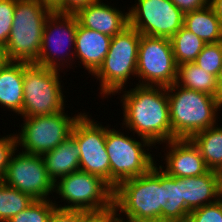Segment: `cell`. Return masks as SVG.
I'll list each match as a JSON object with an SVG mask.
<instances>
[{
	"label": "cell",
	"instance_id": "d6a6232c",
	"mask_svg": "<svg viewBox=\"0 0 222 222\" xmlns=\"http://www.w3.org/2000/svg\"><path fill=\"white\" fill-rule=\"evenodd\" d=\"M171 2L179 8L183 14L198 10L209 5V0H171Z\"/></svg>",
	"mask_w": 222,
	"mask_h": 222
},
{
	"label": "cell",
	"instance_id": "603a6c76",
	"mask_svg": "<svg viewBox=\"0 0 222 222\" xmlns=\"http://www.w3.org/2000/svg\"><path fill=\"white\" fill-rule=\"evenodd\" d=\"M176 83L184 88L218 97L217 77L207 73L194 62L178 66Z\"/></svg>",
	"mask_w": 222,
	"mask_h": 222
},
{
	"label": "cell",
	"instance_id": "d4e9b609",
	"mask_svg": "<svg viewBox=\"0 0 222 222\" xmlns=\"http://www.w3.org/2000/svg\"><path fill=\"white\" fill-rule=\"evenodd\" d=\"M170 40L177 66L194 62L205 46L202 39L184 27L174 34Z\"/></svg>",
	"mask_w": 222,
	"mask_h": 222
},
{
	"label": "cell",
	"instance_id": "5b68a950",
	"mask_svg": "<svg viewBox=\"0 0 222 222\" xmlns=\"http://www.w3.org/2000/svg\"><path fill=\"white\" fill-rule=\"evenodd\" d=\"M140 37L141 34L130 25L112 37L105 59L92 74L101 83L102 97L121 93L130 76L135 77Z\"/></svg>",
	"mask_w": 222,
	"mask_h": 222
},
{
	"label": "cell",
	"instance_id": "8992f818",
	"mask_svg": "<svg viewBox=\"0 0 222 222\" xmlns=\"http://www.w3.org/2000/svg\"><path fill=\"white\" fill-rule=\"evenodd\" d=\"M54 192L68 203L65 206L55 203L58 208L90 214H108L113 209L114 190L100 177L81 170L56 181Z\"/></svg>",
	"mask_w": 222,
	"mask_h": 222
},
{
	"label": "cell",
	"instance_id": "7a4b0ae2",
	"mask_svg": "<svg viewBox=\"0 0 222 222\" xmlns=\"http://www.w3.org/2000/svg\"><path fill=\"white\" fill-rule=\"evenodd\" d=\"M166 204L165 172L156 165L146 174L123 180L114 189L113 208L126 218L162 222Z\"/></svg>",
	"mask_w": 222,
	"mask_h": 222
},
{
	"label": "cell",
	"instance_id": "3957f363",
	"mask_svg": "<svg viewBox=\"0 0 222 222\" xmlns=\"http://www.w3.org/2000/svg\"><path fill=\"white\" fill-rule=\"evenodd\" d=\"M166 89L172 140L190 139L194 134L218 124L217 113L222 107L218 97L184 88L177 83Z\"/></svg>",
	"mask_w": 222,
	"mask_h": 222
},
{
	"label": "cell",
	"instance_id": "277c9868",
	"mask_svg": "<svg viewBox=\"0 0 222 222\" xmlns=\"http://www.w3.org/2000/svg\"><path fill=\"white\" fill-rule=\"evenodd\" d=\"M52 12L38 0H16L13 25L4 47L7 61H37L45 22Z\"/></svg>",
	"mask_w": 222,
	"mask_h": 222
},
{
	"label": "cell",
	"instance_id": "83f0119b",
	"mask_svg": "<svg viewBox=\"0 0 222 222\" xmlns=\"http://www.w3.org/2000/svg\"><path fill=\"white\" fill-rule=\"evenodd\" d=\"M194 63L217 77L222 64V41L205 44Z\"/></svg>",
	"mask_w": 222,
	"mask_h": 222
},
{
	"label": "cell",
	"instance_id": "ac0fdd59",
	"mask_svg": "<svg viewBox=\"0 0 222 222\" xmlns=\"http://www.w3.org/2000/svg\"><path fill=\"white\" fill-rule=\"evenodd\" d=\"M179 185L185 205L191 211L220 199V176L217 171L208 170L199 176L179 178Z\"/></svg>",
	"mask_w": 222,
	"mask_h": 222
},
{
	"label": "cell",
	"instance_id": "44dd1931",
	"mask_svg": "<svg viewBox=\"0 0 222 222\" xmlns=\"http://www.w3.org/2000/svg\"><path fill=\"white\" fill-rule=\"evenodd\" d=\"M183 27L197 35L205 44L222 41V23L210 4L184 14Z\"/></svg>",
	"mask_w": 222,
	"mask_h": 222
},
{
	"label": "cell",
	"instance_id": "60d3db41",
	"mask_svg": "<svg viewBox=\"0 0 222 222\" xmlns=\"http://www.w3.org/2000/svg\"><path fill=\"white\" fill-rule=\"evenodd\" d=\"M220 176V199H222V170L219 172Z\"/></svg>",
	"mask_w": 222,
	"mask_h": 222
},
{
	"label": "cell",
	"instance_id": "e575fe53",
	"mask_svg": "<svg viewBox=\"0 0 222 222\" xmlns=\"http://www.w3.org/2000/svg\"><path fill=\"white\" fill-rule=\"evenodd\" d=\"M113 208L108 214H107V218H108V222H146V221H140V220H134L131 218H124L127 220H124L120 215V213ZM118 216V217H117Z\"/></svg>",
	"mask_w": 222,
	"mask_h": 222
},
{
	"label": "cell",
	"instance_id": "9a60e30c",
	"mask_svg": "<svg viewBox=\"0 0 222 222\" xmlns=\"http://www.w3.org/2000/svg\"><path fill=\"white\" fill-rule=\"evenodd\" d=\"M165 144L169 148L164 158L166 166L159 167L169 176L189 178L202 175L209 170L199 149L190 139H174Z\"/></svg>",
	"mask_w": 222,
	"mask_h": 222
},
{
	"label": "cell",
	"instance_id": "f35d334b",
	"mask_svg": "<svg viewBox=\"0 0 222 222\" xmlns=\"http://www.w3.org/2000/svg\"><path fill=\"white\" fill-rule=\"evenodd\" d=\"M217 84H218V98L222 103V64L217 75Z\"/></svg>",
	"mask_w": 222,
	"mask_h": 222
},
{
	"label": "cell",
	"instance_id": "8d00e7d4",
	"mask_svg": "<svg viewBox=\"0 0 222 222\" xmlns=\"http://www.w3.org/2000/svg\"><path fill=\"white\" fill-rule=\"evenodd\" d=\"M209 4L212 6L216 16L220 19L222 23V0H209Z\"/></svg>",
	"mask_w": 222,
	"mask_h": 222
},
{
	"label": "cell",
	"instance_id": "5bb4252c",
	"mask_svg": "<svg viewBox=\"0 0 222 222\" xmlns=\"http://www.w3.org/2000/svg\"><path fill=\"white\" fill-rule=\"evenodd\" d=\"M16 152L11 155L2 181L35 200H49L54 192V182L46 171L42 155Z\"/></svg>",
	"mask_w": 222,
	"mask_h": 222
},
{
	"label": "cell",
	"instance_id": "2e32d148",
	"mask_svg": "<svg viewBox=\"0 0 222 222\" xmlns=\"http://www.w3.org/2000/svg\"><path fill=\"white\" fill-rule=\"evenodd\" d=\"M75 15L81 26L110 37L120 33L129 25L128 12L123 13L117 7L109 6L101 0L80 8Z\"/></svg>",
	"mask_w": 222,
	"mask_h": 222
},
{
	"label": "cell",
	"instance_id": "7c38bea8",
	"mask_svg": "<svg viewBox=\"0 0 222 222\" xmlns=\"http://www.w3.org/2000/svg\"><path fill=\"white\" fill-rule=\"evenodd\" d=\"M76 30L77 17L75 14L57 13L53 11L45 22L39 57L34 64L57 70L65 66L64 63H67L66 67L70 65L69 63H71L70 66H72L74 60L71 59H74ZM66 45H68L67 47L69 48L70 54L65 51L67 49ZM70 48L73 49V51H70ZM63 49H65L64 51L66 52L64 56H62L64 54ZM69 55H71V57ZM66 56L69 57L65 59Z\"/></svg>",
	"mask_w": 222,
	"mask_h": 222
},
{
	"label": "cell",
	"instance_id": "484cf974",
	"mask_svg": "<svg viewBox=\"0 0 222 222\" xmlns=\"http://www.w3.org/2000/svg\"><path fill=\"white\" fill-rule=\"evenodd\" d=\"M30 195L0 181V222H8L13 216L33 203Z\"/></svg>",
	"mask_w": 222,
	"mask_h": 222
},
{
	"label": "cell",
	"instance_id": "e0dca14e",
	"mask_svg": "<svg viewBox=\"0 0 222 222\" xmlns=\"http://www.w3.org/2000/svg\"><path fill=\"white\" fill-rule=\"evenodd\" d=\"M112 37L81 26L77 20L74 58L93 74L107 55Z\"/></svg>",
	"mask_w": 222,
	"mask_h": 222
},
{
	"label": "cell",
	"instance_id": "30bf717a",
	"mask_svg": "<svg viewBox=\"0 0 222 222\" xmlns=\"http://www.w3.org/2000/svg\"><path fill=\"white\" fill-rule=\"evenodd\" d=\"M177 70L171 40L141 34L136 73L139 85L168 87L176 83Z\"/></svg>",
	"mask_w": 222,
	"mask_h": 222
},
{
	"label": "cell",
	"instance_id": "8fae6325",
	"mask_svg": "<svg viewBox=\"0 0 222 222\" xmlns=\"http://www.w3.org/2000/svg\"><path fill=\"white\" fill-rule=\"evenodd\" d=\"M85 114L83 113L75 122L71 133L80 151V170L100 177L110 186L106 127L97 121L94 122L91 115Z\"/></svg>",
	"mask_w": 222,
	"mask_h": 222
},
{
	"label": "cell",
	"instance_id": "7402d4cb",
	"mask_svg": "<svg viewBox=\"0 0 222 222\" xmlns=\"http://www.w3.org/2000/svg\"><path fill=\"white\" fill-rule=\"evenodd\" d=\"M190 140L199 149L209 170H222V126L214 125L194 134Z\"/></svg>",
	"mask_w": 222,
	"mask_h": 222
},
{
	"label": "cell",
	"instance_id": "52a82bcc",
	"mask_svg": "<svg viewBox=\"0 0 222 222\" xmlns=\"http://www.w3.org/2000/svg\"><path fill=\"white\" fill-rule=\"evenodd\" d=\"M125 136L106 126V150L110 161V187L114 190L123 180L146 174L157 163L147 147L154 145L144 138ZM146 147V149H145ZM147 150V151H146Z\"/></svg>",
	"mask_w": 222,
	"mask_h": 222
},
{
	"label": "cell",
	"instance_id": "d590c367",
	"mask_svg": "<svg viewBox=\"0 0 222 222\" xmlns=\"http://www.w3.org/2000/svg\"><path fill=\"white\" fill-rule=\"evenodd\" d=\"M43 5L49 7L54 12L61 13V0H38Z\"/></svg>",
	"mask_w": 222,
	"mask_h": 222
},
{
	"label": "cell",
	"instance_id": "4316f807",
	"mask_svg": "<svg viewBox=\"0 0 222 222\" xmlns=\"http://www.w3.org/2000/svg\"><path fill=\"white\" fill-rule=\"evenodd\" d=\"M53 202L50 199L34 200L31 205L13 216L8 222H48L56 207V201Z\"/></svg>",
	"mask_w": 222,
	"mask_h": 222
},
{
	"label": "cell",
	"instance_id": "cb8c5ba5",
	"mask_svg": "<svg viewBox=\"0 0 222 222\" xmlns=\"http://www.w3.org/2000/svg\"><path fill=\"white\" fill-rule=\"evenodd\" d=\"M165 186L167 204L162 209V222H187L191 210L182 198L179 178L165 173Z\"/></svg>",
	"mask_w": 222,
	"mask_h": 222
},
{
	"label": "cell",
	"instance_id": "4dcf8cb0",
	"mask_svg": "<svg viewBox=\"0 0 222 222\" xmlns=\"http://www.w3.org/2000/svg\"><path fill=\"white\" fill-rule=\"evenodd\" d=\"M16 134H9L0 138V181L3 180L11 155L17 150Z\"/></svg>",
	"mask_w": 222,
	"mask_h": 222
},
{
	"label": "cell",
	"instance_id": "ab89813d",
	"mask_svg": "<svg viewBox=\"0 0 222 222\" xmlns=\"http://www.w3.org/2000/svg\"><path fill=\"white\" fill-rule=\"evenodd\" d=\"M7 57L4 47L0 46V69L7 63Z\"/></svg>",
	"mask_w": 222,
	"mask_h": 222
},
{
	"label": "cell",
	"instance_id": "d6986e66",
	"mask_svg": "<svg viewBox=\"0 0 222 222\" xmlns=\"http://www.w3.org/2000/svg\"><path fill=\"white\" fill-rule=\"evenodd\" d=\"M24 62L8 61L0 69V105L18 116L24 98Z\"/></svg>",
	"mask_w": 222,
	"mask_h": 222
},
{
	"label": "cell",
	"instance_id": "4fadbf2b",
	"mask_svg": "<svg viewBox=\"0 0 222 222\" xmlns=\"http://www.w3.org/2000/svg\"><path fill=\"white\" fill-rule=\"evenodd\" d=\"M137 1L129 8L128 17L129 25L140 34L170 39L183 27L184 14L171 0Z\"/></svg>",
	"mask_w": 222,
	"mask_h": 222
},
{
	"label": "cell",
	"instance_id": "74e56055",
	"mask_svg": "<svg viewBox=\"0 0 222 222\" xmlns=\"http://www.w3.org/2000/svg\"><path fill=\"white\" fill-rule=\"evenodd\" d=\"M84 222H108L107 214H91Z\"/></svg>",
	"mask_w": 222,
	"mask_h": 222
},
{
	"label": "cell",
	"instance_id": "836d02e7",
	"mask_svg": "<svg viewBox=\"0 0 222 222\" xmlns=\"http://www.w3.org/2000/svg\"><path fill=\"white\" fill-rule=\"evenodd\" d=\"M97 0H61V13L75 14L80 8Z\"/></svg>",
	"mask_w": 222,
	"mask_h": 222
},
{
	"label": "cell",
	"instance_id": "ba28073f",
	"mask_svg": "<svg viewBox=\"0 0 222 222\" xmlns=\"http://www.w3.org/2000/svg\"><path fill=\"white\" fill-rule=\"evenodd\" d=\"M60 71L24 62L22 117L51 115L65 109Z\"/></svg>",
	"mask_w": 222,
	"mask_h": 222
},
{
	"label": "cell",
	"instance_id": "9c48e42d",
	"mask_svg": "<svg viewBox=\"0 0 222 222\" xmlns=\"http://www.w3.org/2000/svg\"><path fill=\"white\" fill-rule=\"evenodd\" d=\"M64 111L51 115L23 117L24 124L16 135L17 146L23 147L22 152L43 155L67 139L75 122L83 113L70 117Z\"/></svg>",
	"mask_w": 222,
	"mask_h": 222
},
{
	"label": "cell",
	"instance_id": "f546056e",
	"mask_svg": "<svg viewBox=\"0 0 222 222\" xmlns=\"http://www.w3.org/2000/svg\"><path fill=\"white\" fill-rule=\"evenodd\" d=\"M16 0H0V46L5 47L13 25Z\"/></svg>",
	"mask_w": 222,
	"mask_h": 222
},
{
	"label": "cell",
	"instance_id": "1f68e13d",
	"mask_svg": "<svg viewBox=\"0 0 222 222\" xmlns=\"http://www.w3.org/2000/svg\"><path fill=\"white\" fill-rule=\"evenodd\" d=\"M91 214L81 210L55 207L48 222H84Z\"/></svg>",
	"mask_w": 222,
	"mask_h": 222
},
{
	"label": "cell",
	"instance_id": "ffe728a7",
	"mask_svg": "<svg viewBox=\"0 0 222 222\" xmlns=\"http://www.w3.org/2000/svg\"><path fill=\"white\" fill-rule=\"evenodd\" d=\"M42 157L46 171L54 183L61 177L80 170V151L72 135Z\"/></svg>",
	"mask_w": 222,
	"mask_h": 222
},
{
	"label": "cell",
	"instance_id": "f1b7e54d",
	"mask_svg": "<svg viewBox=\"0 0 222 222\" xmlns=\"http://www.w3.org/2000/svg\"><path fill=\"white\" fill-rule=\"evenodd\" d=\"M187 222H222V199L190 211Z\"/></svg>",
	"mask_w": 222,
	"mask_h": 222
},
{
	"label": "cell",
	"instance_id": "6da1fadb",
	"mask_svg": "<svg viewBox=\"0 0 222 222\" xmlns=\"http://www.w3.org/2000/svg\"><path fill=\"white\" fill-rule=\"evenodd\" d=\"M122 125L154 146L172 140L169 102L166 87L143 86L123 91ZM126 125V126H125Z\"/></svg>",
	"mask_w": 222,
	"mask_h": 222
}]
</instances>
